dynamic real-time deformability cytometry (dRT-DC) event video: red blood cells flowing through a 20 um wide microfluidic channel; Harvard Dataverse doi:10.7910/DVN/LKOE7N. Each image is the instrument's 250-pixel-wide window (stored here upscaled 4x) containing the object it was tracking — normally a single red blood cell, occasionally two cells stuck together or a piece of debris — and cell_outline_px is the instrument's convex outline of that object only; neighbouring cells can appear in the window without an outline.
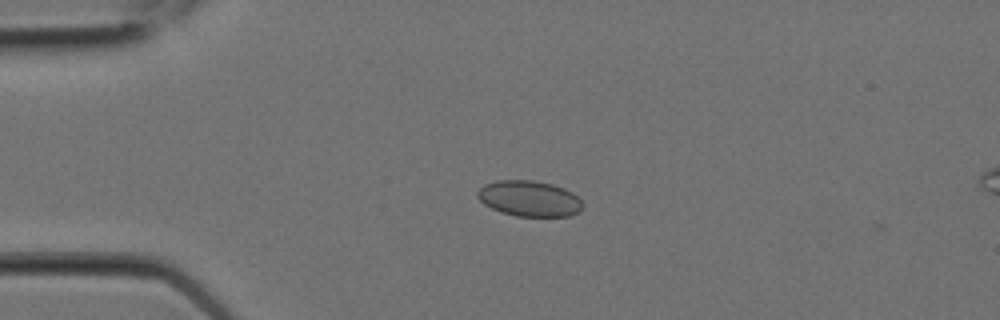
{"species": "Egyptian fruit bat (a non-hibernating species)", "species_latin": "Rousettus aegyptiacus", "temperature_condition": "room temperature", "stored_images_in_passage": 3, "camera_frame_rate_fps": 3000, "um_per_image_px": 0.085, "animal": {"sex": "female"}, "frame": {"image": 1, "passage_image": 1, "time_ms": 0.0, "image_size_px": [1000, 320], "cell_outline_px": [[584, 208], [580, 212], [568, 216], [516, 216], [500, 212], [484, 204], [476, 196], [476, 192], [484, 184], [496, 180], [532, 180], [552, 184], [564, 188], [572, 192], [584, 204]], "centroid_in_image_um": [44.99, 16.88], "position_along_channel_um": 40.0, "area_um2": 22.08}}